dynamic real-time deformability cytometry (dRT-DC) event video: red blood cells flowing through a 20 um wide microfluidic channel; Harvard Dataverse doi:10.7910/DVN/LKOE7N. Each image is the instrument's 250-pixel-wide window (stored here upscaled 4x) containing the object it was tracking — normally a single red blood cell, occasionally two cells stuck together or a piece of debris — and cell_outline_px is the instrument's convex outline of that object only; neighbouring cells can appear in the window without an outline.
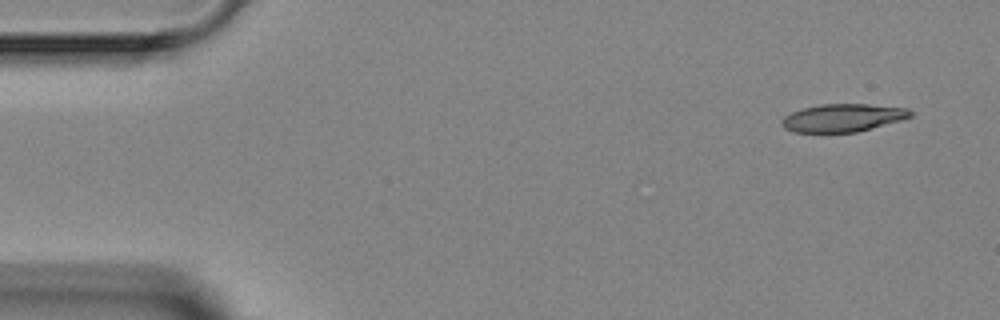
{"species": "Egyptian fruit bat (a non-hibernating species)", "species_latin": "Rousettus aegyptiacus", "temperature_condition": "room temperature", "stored_images_in_passage": 4, "camera_frame_rate_fps": 3000, "um_per_image_px": 0.085, "animal": {"sex": "female"}, "frame": {"image": 1, "passage_image": 1, "time_ms": 0.0, "image_size_px": [1000, 320], "cell_outline_px": [[912, 116], [900, 120], [872, 128], [856, 132], [792, 132], [784, 128], [780, 124], [780, 120], [784, 116], [800, 108], [820, 104], [868, 104], [908, 108], [912, 112]], "centroid_in_image_um": [71.59, 10.01], "position_along_channel_um": 13.4, "area_um2": 20.98}}